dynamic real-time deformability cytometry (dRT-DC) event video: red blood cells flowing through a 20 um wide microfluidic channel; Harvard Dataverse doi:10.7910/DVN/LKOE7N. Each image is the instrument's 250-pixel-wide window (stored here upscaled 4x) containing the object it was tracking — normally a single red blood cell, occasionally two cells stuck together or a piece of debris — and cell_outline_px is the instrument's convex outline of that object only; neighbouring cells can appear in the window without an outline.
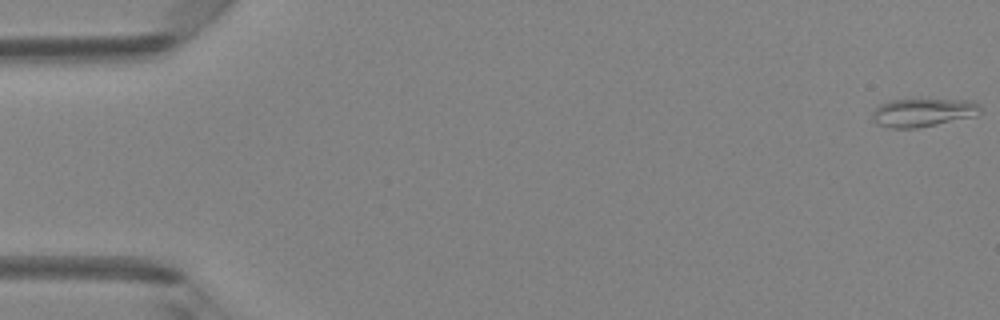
{"species": "Egyptian fruit bat (a non-hibernating species)", "species_latin": "Rousettus aegyptiacus", "temperature_condition": "room temperature", "stored_images_in_passage": 49, "camera_frame_rate_fps": 3000, "um_per_image_px": 0.085, "animal": {"sex": "female"}, "frame": {"image": 1, "passage_image": 1, "time_ms": 0.0, "image_size_px": [1000, 320], "cell_outline_px": [[984, 108], [976, 116], [916, 128], [888, 128], [876, 124], [872, 120], [872, 112], [880, 104], [888, 100], [972, 100], [980, 104]], "centroid_in_image_um": [78.46, 9.57], "position_along_channel_um": 6.5, "area_um2": 17.92}}
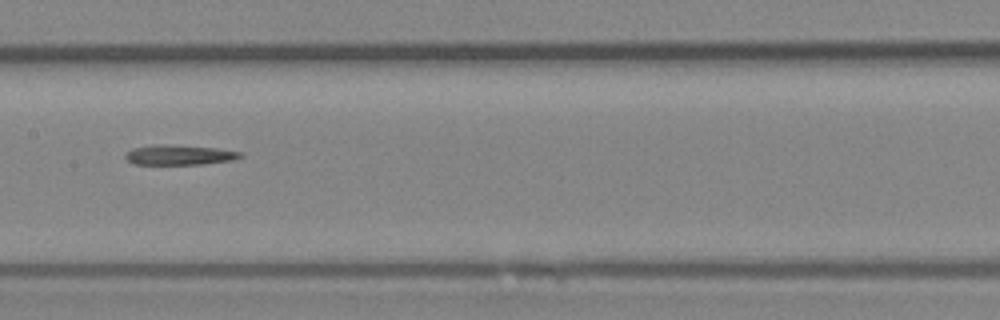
{"frame": {"image": 2, "passage_image": 25, "time_ms": 8.0, "image_size_px": [1000, 320], "cell_outline_px": [[244, 156], [232, 160], [204, 164], [132, 164], [124, 156], [132, 148], [156, 144], [164, 144], [216, 148], [240, 152]], "centroid_in_image_um": [15.23, 13.17], "position_along_channel_um": 192.2, "area_um2": 13.29}}
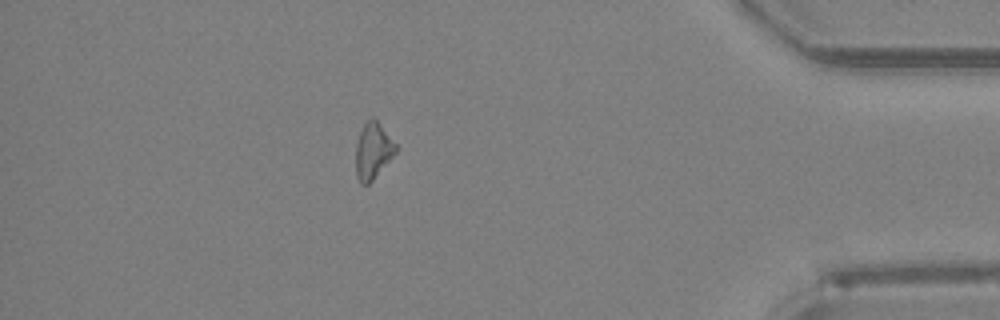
{"frame": {"image": 3, "passage_image": 43, "time_ms": 14.0, "image_size_px": [1000, 320], "cell_outline_px": [[400, 148], [372, 180], [368, 184], [360, 184], [356, 176], [356, 144], [360, 132], [364, 124], [372, 116], [376, 116]], "centroid_in_image_um": [31.73, 12.76], "position_along_channel_um": 403.5, "area_um2": 13.41}}